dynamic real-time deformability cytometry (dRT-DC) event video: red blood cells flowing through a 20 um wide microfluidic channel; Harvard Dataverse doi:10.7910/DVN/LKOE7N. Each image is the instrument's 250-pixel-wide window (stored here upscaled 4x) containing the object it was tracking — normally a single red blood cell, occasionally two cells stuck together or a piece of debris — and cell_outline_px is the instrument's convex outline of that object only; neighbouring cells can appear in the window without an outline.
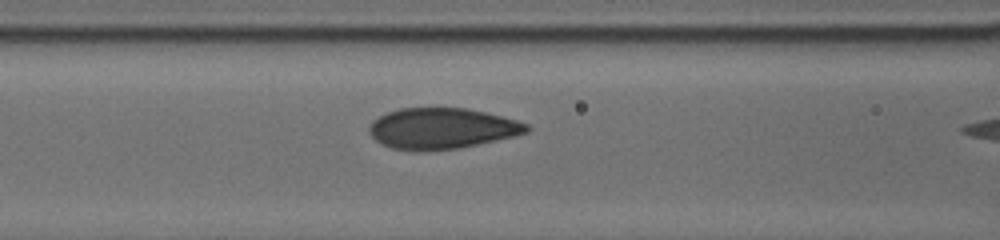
{"species": "human", "species_latin": "Homo sapiens", "temperature_condition": "cold", "stored_images_in_passage": 19, "camera_frame_rate_fps": 3000, "um_per_image_px": 0.085, "donor": {"sex": "male"}, "frame": {"image": 1, "passage_image": 14, "time_ms": 4.0, "image_size_px": [1000, 240], "cell_outline_px": [[532, 128], [528, 132], [496, 140], [460, 148], [424, 152], [420, 152], [392, 148], [380, 144], [368, 132], [368, 124], [372, 120], [388, 112], [400, 108], [468, 108], [516, 120], [528, 124]], "centroid_in_image_um": [37.51, 10.93], "position_along_channel_um": 129.1, "area_um2": 37.74}}
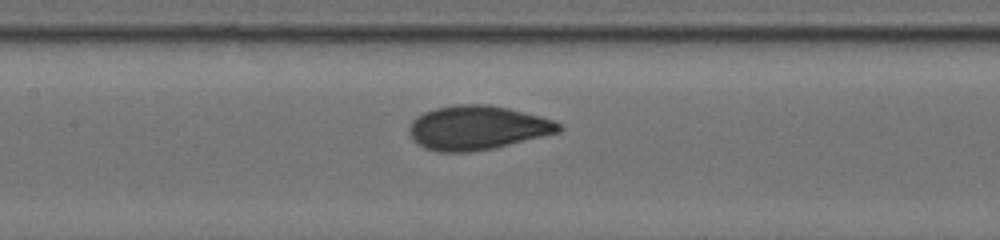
{"frame": {"image": 2, "passage_image": 17, "time_ms": 5.0, "image_size_px": [1000, 240], "cell_outline_px": [[564, 128], [560, 132], [492, 148], [468, 152], [440, 152], [424, 148], [416, 144], [412, 140], [408, 132], [408, 128], [412, 120], [416, 116], [424, 112], [436, 108], [456, 104], [488, 104], [508, 108], [540, 116], [552, 120], [560, 124]], "centroid_in_image_um": [40.52, 10.85], "position_along_channel_um": 166.9, "area_um2": 38.49}}